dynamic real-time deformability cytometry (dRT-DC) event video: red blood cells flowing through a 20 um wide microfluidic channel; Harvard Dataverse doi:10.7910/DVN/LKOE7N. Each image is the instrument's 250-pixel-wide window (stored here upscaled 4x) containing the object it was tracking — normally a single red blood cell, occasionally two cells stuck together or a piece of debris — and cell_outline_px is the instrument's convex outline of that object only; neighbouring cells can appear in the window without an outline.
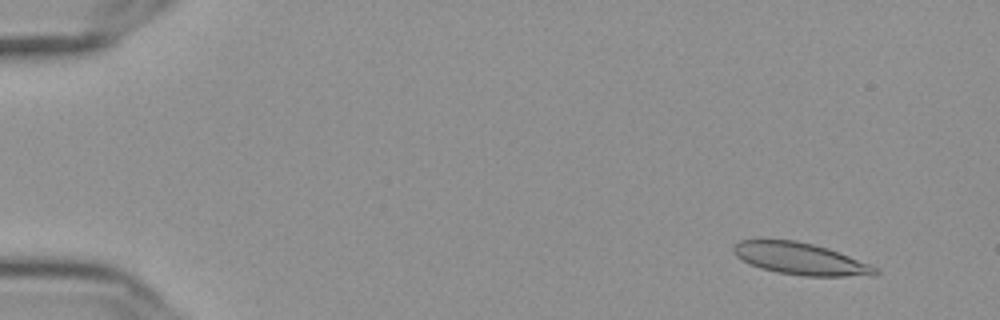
{"species": "Egyptian fruit bat (a non-hibernating species)", "species_latin": "Rousettus aegyptiacus", "temperature_condition": "cold", "stored_images_in_passage": 56, "camera_frame_rate_fps": 3000, "um_per_image_px": 0.085, "frame": {"image": 1, "passage_image": 5, "time_ms": 1.333, "image_size_px": [1000, 320], "cell_outline_px": [[880, 272], [876, 276], [804, 276], [776, 272], [760, 268], [736, 256], [732, 252], [732, 248], [740, 240], [796, 240], [828, 248], [868, 264], [876, 268]], "centroid_in_image_um": [68.04, 22.0], "position_along_channel_um": 17.0, "area_um2": 26.13}}
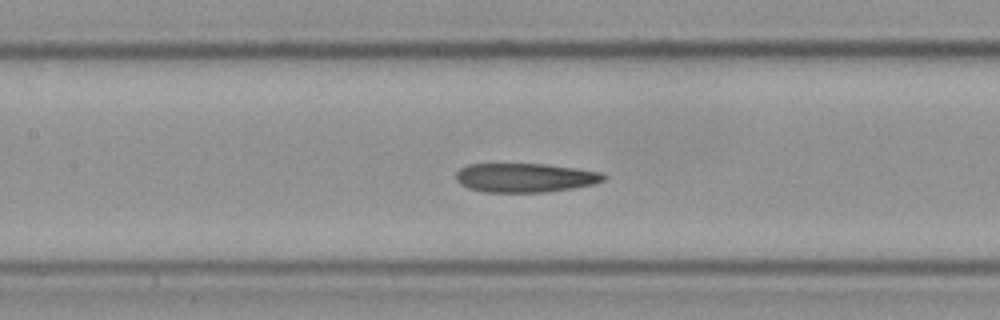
{"frame": {"image": 2, "passage_image": 27, "time_ms": 8.667, "image_size_px": [1000, 320], "cell_outline_px": [[608, 176], [604, 180], [596, 184], [572, 188], [544, 192], [480, 192], [468, 188], [460, 184], [456, 180], [456, 172], [460, 168], [468, 164], [544, 164], [576, 168], [604, 172]], "centroid_in_image_um": [44.65, 15.1], "position_along_channel_um": 162.8, "area_um2": 25.26}}
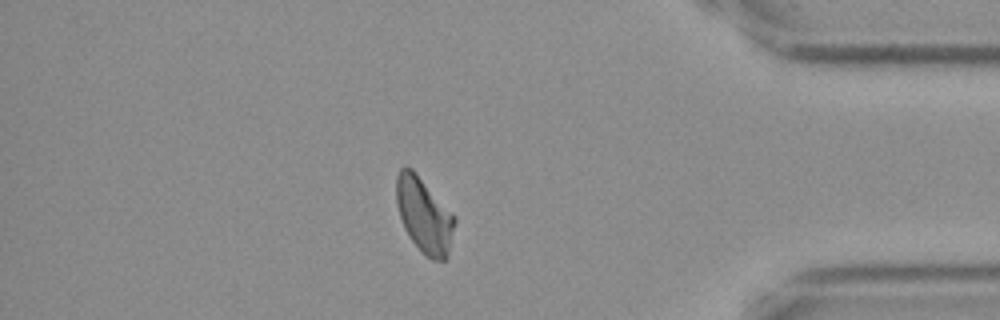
{"frame": {"image": 3, "passage_image": 49, "time_ms": 16.0, "image_size_px": [1000, 320], "cell_outline_px": [[456, 220], [448, 256], [444, 260], [432, 260], [412, 240], [404, 228], [400, 216], [396, 200], [396, 176], [400, 168], [404, 164], [412, 168], [456, 216]], "centroid_in_image_um": [36.06, 18.24], "position_along_channel_um": 399.1, "area_um2": 25.43}, "authors_computed_cell_mechanics": {"area_um2": 25.8366, "velocity_mm_per_s": 3.6279, "shape_relaxation_time_tau1_ms": null, "shape_relaxation_time_tau2_ms": 4.621, "deformation_change_tau1": null, "deformation_change_tau2": 0.1198}}